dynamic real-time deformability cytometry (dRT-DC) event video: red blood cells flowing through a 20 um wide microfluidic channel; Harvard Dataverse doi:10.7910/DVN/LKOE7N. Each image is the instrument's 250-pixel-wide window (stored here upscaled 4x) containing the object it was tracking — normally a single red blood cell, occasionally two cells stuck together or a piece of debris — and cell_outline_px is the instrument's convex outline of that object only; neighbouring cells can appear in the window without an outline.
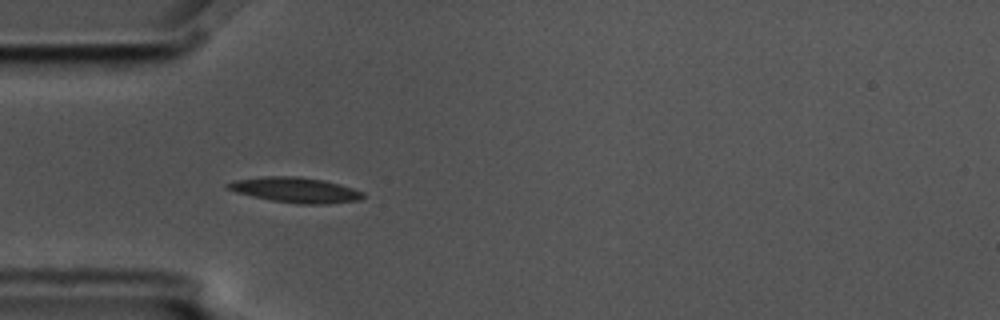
{"species": "common noctule bat (a hibernating species)", "species_latin": "Nyctalus noctula", "temperature_condition": "cold", "stored_images_in_passage": 5, "camera_frame_rate_fps": 3000, "um_per_image_px": 0.085, "animal": {"sex": "male", "body_mass_g": 17.5, "forearm_length_mm": 52.3}, "frame": {"image": 1, "passage_image": 4, "time_ms": 1.0, "image_size_px": [1000, 320], "cell_outline_px": [[364, 196], [360, 200], [328, 204], [296, 204], [272, 200], [252, 196], [236, 192], [228, 188], [224, 184], [232, 180], [264, 176], [300, 176], [324, 180], [340, 184], [364, 192]], "centroid_in_image_um": [25.11, 16.14], "position_along_channel_um": 59.9, "area_um2": 20.06}}